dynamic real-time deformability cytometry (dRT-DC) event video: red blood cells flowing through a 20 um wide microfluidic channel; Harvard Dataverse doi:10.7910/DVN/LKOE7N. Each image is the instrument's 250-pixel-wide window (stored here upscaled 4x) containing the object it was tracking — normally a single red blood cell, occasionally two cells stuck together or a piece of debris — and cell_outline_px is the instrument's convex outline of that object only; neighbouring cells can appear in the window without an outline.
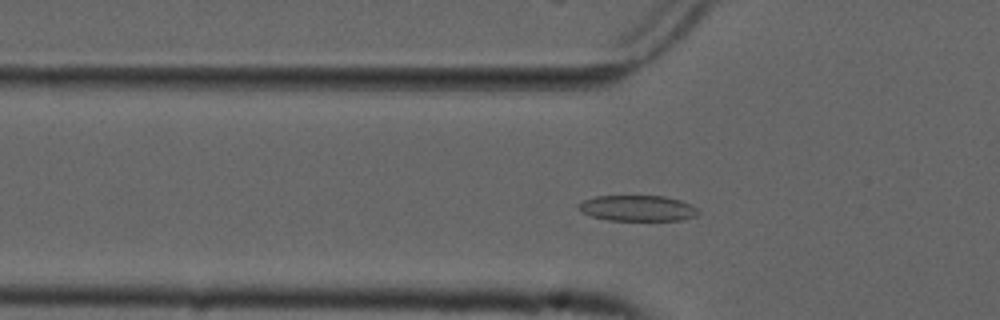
{"species": "common noctule bat (a hibernating species)", "species_latin": "Nyctalus noctula", "temperature_condition": "cold", "stored_images_in_passage": 13, "camera_frame_rate_fps": 3000, "um_per_image_px": 0.085, "animal": {"sex": "male", "forearm_length_mm": 52.5}, "frame": {"image": 1, "passage_image": 2, "time_ms": 0.333, "image_size_px": [1000, 320], "cell_outline_px": [[700, 212], [696, 216], [680, 220], [608, 220], [592, 216], [580, 212], [576, 208], [576, 204], [584, 200], [596, 196], [664, 196], [680, 200], [692, 204]], "centroid_in_image_um": [54.17, 17.69], "position_along_channel_um": 71.6, "area_um2": 18.09}}
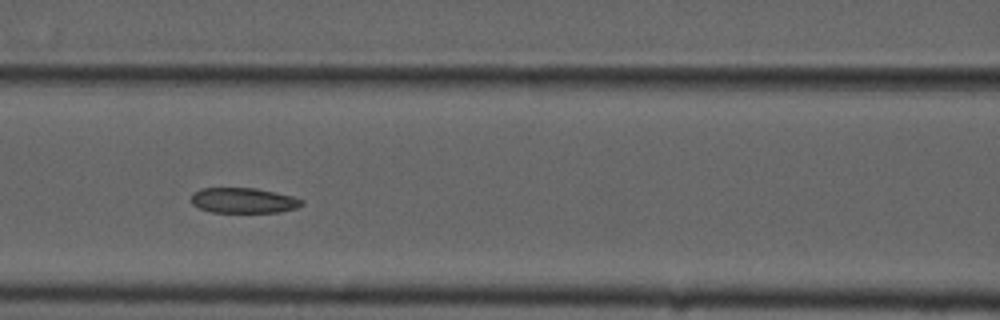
{"frame": {"image": 2, "passage_image": 8, "time_ms": 2.333, "image_size_px": [1000, 320], "cell_outline_px": [[304, 204], [296, 208], [280, 212], [212, 212], [200, 208], [192, 204], [192, 192], [200, 188], [256, 188], [276, 192], [292, 196], [304, 200]], "centroid_in_image_um": [20.71, 17.03], "position_along_channel_um": 145.9, "area_um2": 16.36}}
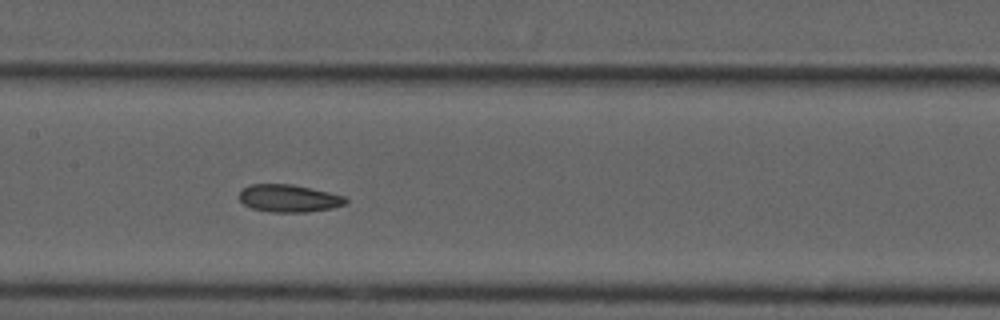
{"frame": {"image": 3, "passage_image": 11, "time_ms": 3.333, "image_size_px": [1000, 320], "cell_outline_px": [[348, 204], [332, 208], [308, 212], [272, 212], [252, 208], [244, 204], [240, 200], [240, 192], [244, 188], [252, 184], [292, 184], [348, 196]], "centroid_in_image_um": [24.63, 16.86], "position_along_channel_um": 182.8, "area_um2": 17.17}}